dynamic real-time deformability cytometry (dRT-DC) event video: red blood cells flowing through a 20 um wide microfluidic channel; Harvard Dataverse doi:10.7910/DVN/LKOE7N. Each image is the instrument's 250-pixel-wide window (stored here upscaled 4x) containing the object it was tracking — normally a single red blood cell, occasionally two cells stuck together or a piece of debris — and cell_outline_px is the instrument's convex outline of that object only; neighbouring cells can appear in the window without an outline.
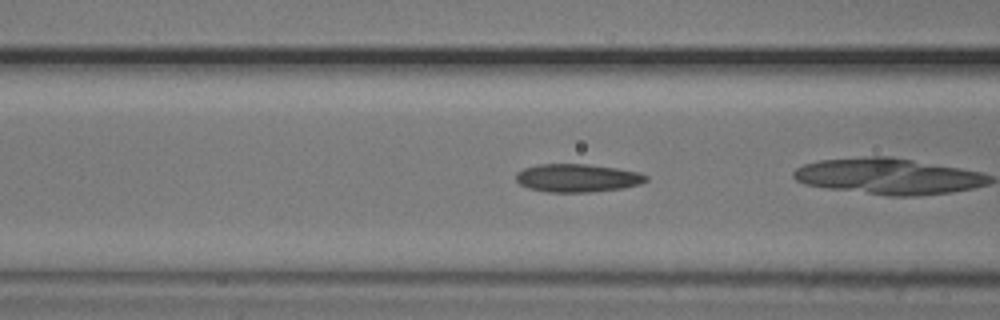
{"species": "common noctule bat (a hibernating species)", "species_latin": "Nyctalus noctula", "temperature_condition": "cold", "stored_images_in_passage": 19, "camera_frame_rate_fps": 3000, "um_per_image_px": 0.085, "animal": {"sex": "male", "body_mass_g": 20.5, "forearm_length_mm": 52.5}, "frame": {"image": 1, "passage_image": 9, "time_ms": 2.667, "image_size_px": [1000, 320], "cell_outline_px": [[648, 180], [640, 184], [624, 188], [588, 192], [548, 192], [528, 188], [520, 184], [516, 180], [516, 172], [524, 168], [536, 164], [588, 164], [616, 168], [640, 172], [648, 176]], "centroid_in_image_um": [49.08, 15.12], "position_along_channel_um": 117.5, "area_um2": 21.44}}